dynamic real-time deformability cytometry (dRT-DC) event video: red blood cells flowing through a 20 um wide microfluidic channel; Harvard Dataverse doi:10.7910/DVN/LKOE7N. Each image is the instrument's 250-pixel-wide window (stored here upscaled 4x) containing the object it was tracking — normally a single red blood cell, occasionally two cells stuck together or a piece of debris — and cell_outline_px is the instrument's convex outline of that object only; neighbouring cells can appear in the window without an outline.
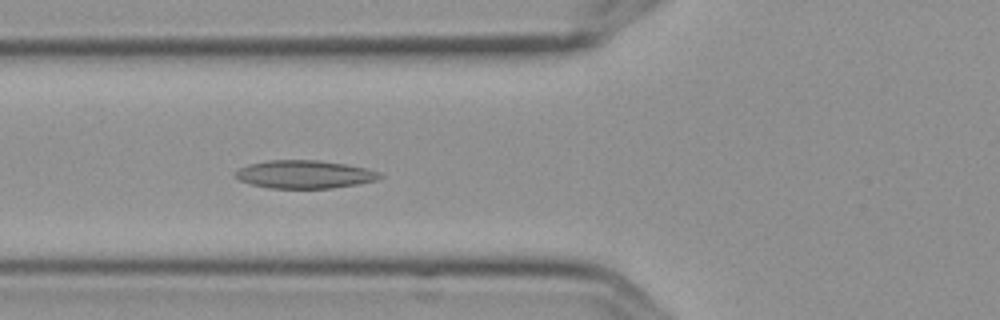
{"species": "Egyptian fruit bat (a non-hibernating species)", "species_latin": "Rousettus aegyptiacus", "temperature_condition": "cold", "stored_images_in_passage": 5, "camera_frame_rate_fps": 3000, "um_per_image_px": 0.085, "frame": {"image": 1, "passage_image": 5, "time_ms": 1.333, "image_size_px": [1000, 320], "cell_outline_px": [[384, 176], [376, 180], [356, 184], [332, 188], [268, 188], [252, 184], [240, 180], [232, 176], [240, 168], [248, 164], [268, 160], [320, 160], [348, 164], [368, 168], [380, 172]], "centroid_in_image_um": [25.9, 14.81], "position_along_channel_um": 99.9, "area_um2": 23.76}}